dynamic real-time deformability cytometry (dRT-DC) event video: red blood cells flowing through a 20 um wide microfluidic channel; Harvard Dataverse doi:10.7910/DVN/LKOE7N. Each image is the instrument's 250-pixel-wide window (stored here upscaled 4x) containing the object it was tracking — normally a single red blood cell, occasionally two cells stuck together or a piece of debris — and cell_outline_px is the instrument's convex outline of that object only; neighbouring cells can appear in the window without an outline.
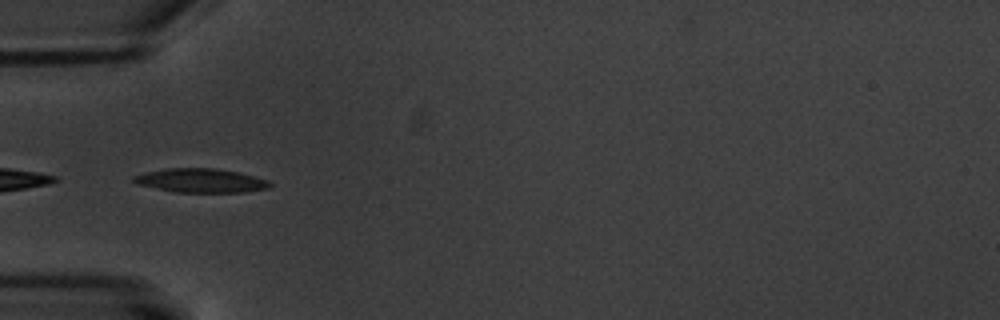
{"species": "common noctule bat (a hibernating species)", "species_latin": "Nyctalus noctula", "temperature_condition": "warm", "stored_images_in_passage": 16, "camera_frame_rate_fps": 3000, "um_per_image_px": 0.085, "animal": {"sex": "male", "body_mass_g": 20.1, "forearm_length_mm": 53.5}, "frame": {"image": 1, "passage_image": 6, "time_ms": 5.667, "image_size_px": [1000, 320], "cell_outline_px": [[272, 184], [268, 188], [244, 192], [176, 192], [136, 184], [132, 180], [132, 176], [144, 172], [164, 168], [212, 168], [236, 172], [252, 176], [264, 180]], "centroid_in_image_um": [16.97, 15.34], "position_along_channel_um": 68.0, "area_um2": 18.79}}
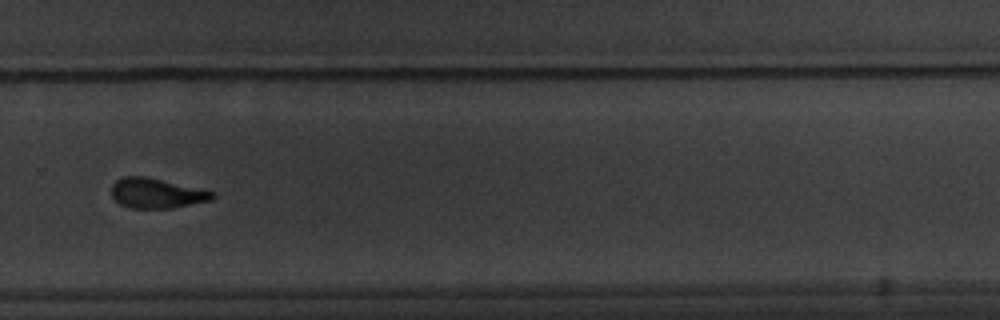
{"frame": {"image": 2, "passage_image": 12, "time_ms": 13.0, "image_size_px": [1000, 320], "cell_outline_px": [[216, 196], [212, 200], [172, 208], [132, 208], [120, 204], [112, 196], [112, 184], [116, 180], [124, 176], [144, 176], [208, 188], [216, 192]], "centroid_in_image_um": [13.41, 16.4], "position_along_channel_um": 316.4, "area_um2": 18.09}}
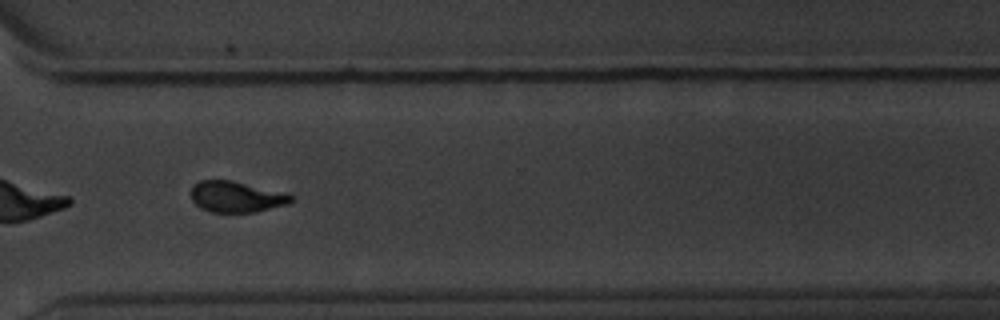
{"frame": {"image": 3, "passage_image": 13, "time_ms": 14.0, "image_size_px": [1000, 320], "cell_outline_px": [[292, 200], [288, 204], [252, 212], [212, 212], [200, 208], [192, 200], [192, 184], [200, 180], [228, 180], [288, 192], [292, 196]], "centroid_in_image_um": [20.09, 16.71], "position_along_channel_um": 350.5, "area_um2": 18.03}, "authors_computed_cell_mechanics": {"area_um2": 18.8428, "velocity_mm_per_s": 3.3875, "shape_relaxation_time_tau1_ms": 2.8838, "shape_relaxation_time_tau2_ms": 1.5301, "deformation_change_tau1": 0.1271, "deformation_change_tau2": 0.0749}}